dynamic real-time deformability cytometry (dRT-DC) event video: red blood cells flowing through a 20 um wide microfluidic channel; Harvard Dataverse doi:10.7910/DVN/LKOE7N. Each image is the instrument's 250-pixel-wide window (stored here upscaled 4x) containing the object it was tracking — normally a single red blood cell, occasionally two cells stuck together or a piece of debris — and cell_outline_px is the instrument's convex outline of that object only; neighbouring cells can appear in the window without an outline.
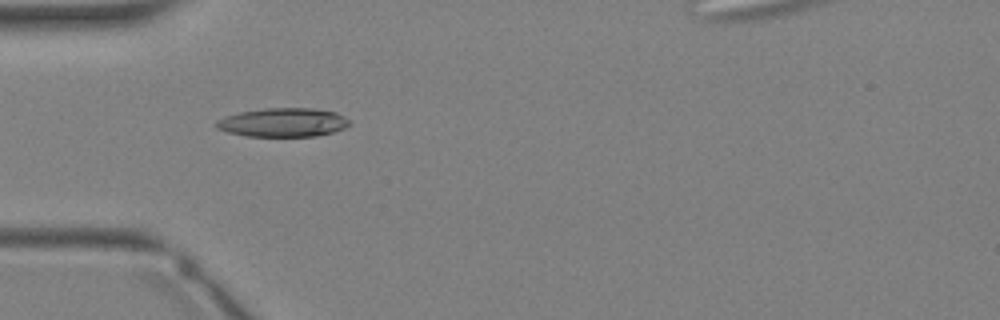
{"species": "Egyptian fruit bat (a non-hibernating species)", "species_latin": "Rousettus aegyptiacus", "temperature_condition": "warm", "stored_images_in_passage": 28, "camera_frame_rate_fps": 3000, "um_per_image_px": 0.085, "animal": {"sex": "female"}, "frame": {"image": 1, "passage_image": 3, "time_ms": 0.667, "image_size_px": [1000, 320], "cell_outline_px": [[352, 124], [344, 128], [332, 132], [316, 136], [244, 136], [228, 132], [216, 128], [216, 120], [224, 116], [240, 112], [268, 108], [316, 108], [336, 112], [344, 116]], "centroid_in_image_um": [24.06, 10.4], "position_along_channel_um": 60.9, "area_um2": 22.43}}
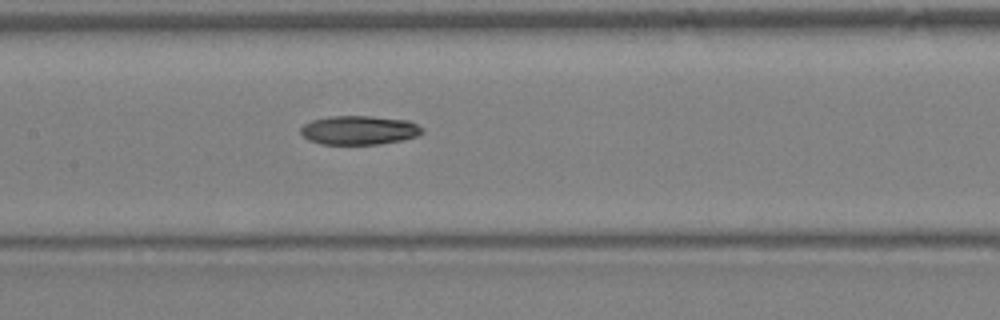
{"frame": {"image": 2, "passage_image": 9, "time_ms": 2.667, "image_size_px": [1000, 320], "cell_outline_px": [[424, 132], [416, 136], [404, 140], [380, 144], [320, 144], [308, 140], [300, 132], [300, 128], [304, 124], [312, 120], [328, 116], [372, 116], [408, 120], [424, 128]], "centroid_in_image_um": [30.53, 11.06], "position_along_channel_um": 176.9, "area_um2": 20.69}}
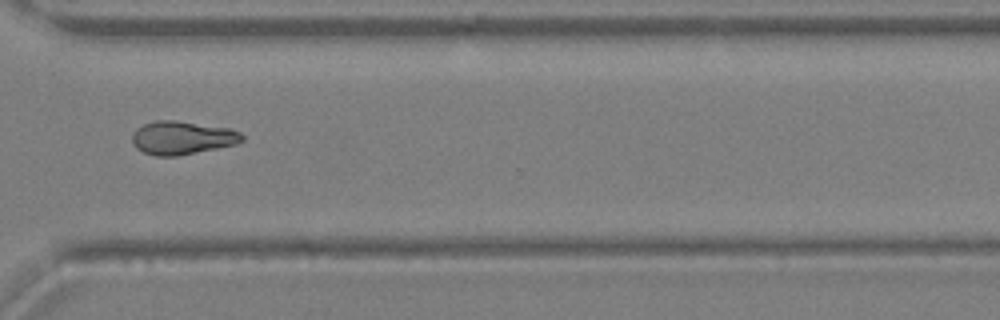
{"frame": {"image": 3, "passage_image": 18, "time_ms": 5.667, "image_size_px": [1000, 320], "cell_outline_px": [[244, 140], [236, 144], [176, 156], [156, 156], [144, 152], [136, 148], [132, 144], [132, 136], [136, 128], [144, 124], [156, 120], [176, 120], [232, 128], [240, 132], [244, 136]], "centroid_in_image_um": [15.49, 11.7], "position_along_channel_um": 355.1, "area_um2": 21.44}}